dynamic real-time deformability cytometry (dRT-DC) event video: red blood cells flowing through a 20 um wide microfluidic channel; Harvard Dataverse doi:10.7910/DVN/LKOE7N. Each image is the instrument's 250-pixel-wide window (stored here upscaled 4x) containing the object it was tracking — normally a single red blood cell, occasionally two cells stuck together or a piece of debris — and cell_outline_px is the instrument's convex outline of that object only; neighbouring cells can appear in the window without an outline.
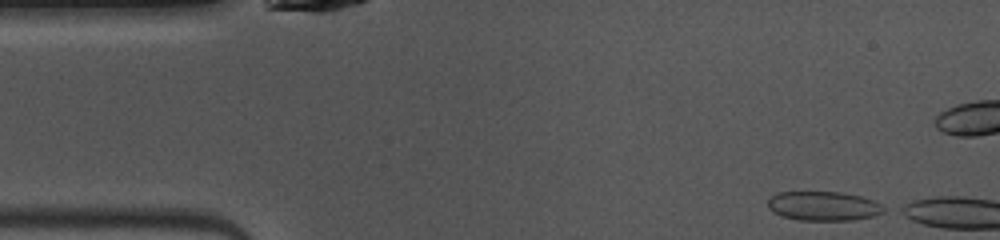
{"species": "common noctule bat (a hibernating species)", "species_latin": "Nyctalus noctula", "temperature_condition": "warm", "stored_images_in_passage": 9, "camera_frame_rate_fps": 3000, "um_per_image_px": 0.085, "animal": {"sex": "female", "body_mass_g": 10.0, "forearm_length_mm": 53.1}, "frame": {"image": 1, "passage_image": 1, "time_ms": 0.0, "image_size_px": [1000, 240], "cell_outline_px": [[888, 208], [884, 212], [872, 216], [852, 220], [800, 220], [780, 216], [772, 212], [768, 208], [768, 200], [772, 196], [780, 192], [840, 192], [860, 196], [872, 200]], "centroid_in_image_um": [69.99, 17.52], "position_along_channel_um": 15.0, "area_um2": 19.77}}